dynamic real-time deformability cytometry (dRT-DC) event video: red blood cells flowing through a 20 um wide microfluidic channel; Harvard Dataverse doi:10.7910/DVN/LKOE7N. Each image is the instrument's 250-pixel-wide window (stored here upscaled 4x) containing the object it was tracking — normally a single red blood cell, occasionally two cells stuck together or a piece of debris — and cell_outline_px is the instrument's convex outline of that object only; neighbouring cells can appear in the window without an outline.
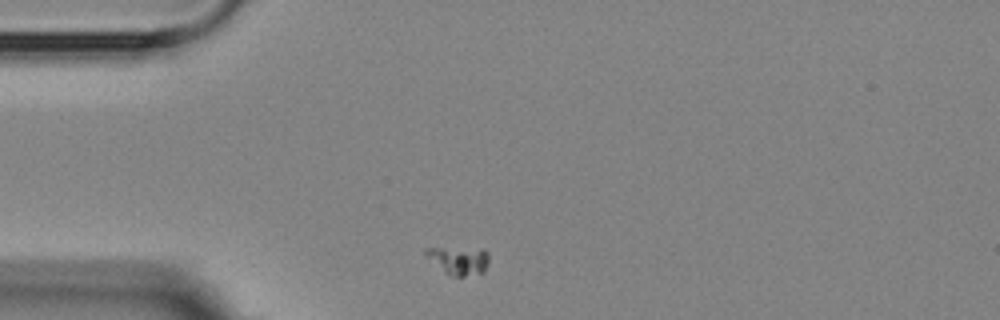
{"species": "Egyptian fruit bat (a non-hibernating species)", "species_latin": "Rousettus aegyptiacus", "temperature_condition": "room temperature", "stored_images_in_passage": 4, "camera_frame_rate_fps": 3000, "um_per_image_px": 0.085, "animal": {"sex": "female"}, "frame": {"image": 1, "passage_image": 1, "time_ms": 0.0, "image_size_px": [1000, 320], "cell_outline_px": [[488, 264], [484, 272], [464, 276], [452, 276], [424, 256], [424, 248], [484, 248], [488, 252]], "centroid_in_image_um": [39.01, 22.11], "position_along_channel_um": 46.0, "area_um2": 10.35}}
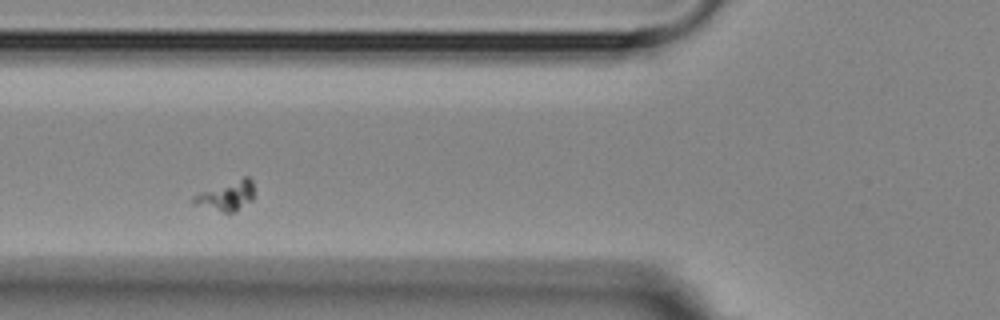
{"frame": {"image": 2, "passage_image": 3, "time_ms": 2.333, "image_size_px": [1000, 320], "cell_outline_px": [[252, 200], [236, 212], [224, 212], [192, 204], [192, 196], [200, 192], [244, 176], [248, 176], [252, 180]], "centroid_in_image_um": [19.24, 16.64], "position_along_channel_um": 106.6, "area_um2": 10.35}}